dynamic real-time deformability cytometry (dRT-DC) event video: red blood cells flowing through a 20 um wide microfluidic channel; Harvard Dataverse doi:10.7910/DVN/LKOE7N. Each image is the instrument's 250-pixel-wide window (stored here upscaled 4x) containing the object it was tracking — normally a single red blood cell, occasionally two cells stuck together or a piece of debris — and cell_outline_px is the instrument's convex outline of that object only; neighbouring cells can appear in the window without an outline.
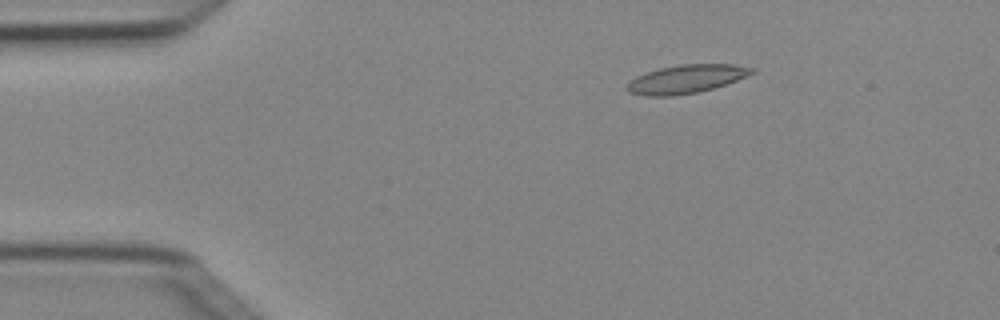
{"species": "Egyptian fruit bat (a non-hibernating species)", "species_latin": "Rousettus aegyptiacus", "temperature_condition": "cold", "stored_images_in_passage": 5, "camera_frame_rate_fps": 3000, "um_per_image_px": 0.085, "animal": {"sex": "female"}, "frame": {"image": 1, "passage_image": 2, "time_ms": 0.333, "image_size_px": [1000, 320], "cell_outline_px": [[756, 72], [736, 80], [712, 88], [696, 92], [672, 96], [644, 96], [628, 92], [624, 88], [624, 84], [636, 76], [660, 68], [680, 64], [736, 64], [756, 68]], "centroid_in_image_um": [58.29, 6.71], "position_along_channel_um": 26.7, "area_um2": 20.75}}
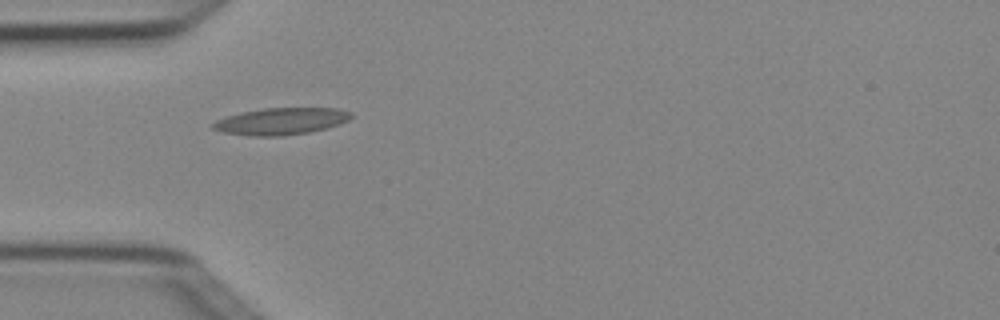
{"frame": {"image": 2, "passage_image": 4, "time_ms": 1.0, "image_size_px": [1000, 320], "cell_outline_px": [[352, 116], [348, 120], [340, 124], [328, 128], [308, 132], [280, 136], [248, 136], [220, 132], [212, 128], [208, 124], [216, 120], [228, 116], [244, 112], [264, 108], [336, 108], [352, 112]], "centroid_in_image_um": [23.86, 10.31], "position_along_channel_um": 61.1, "area_um2": 21.73}}
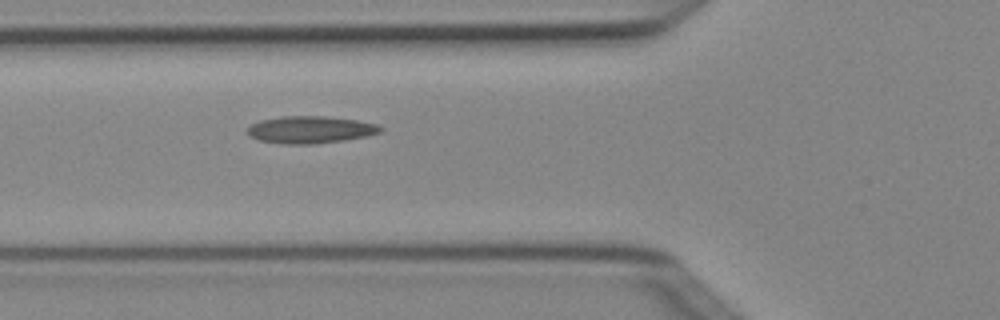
{"frame": {"image": 3, "passage_image": 5, "time_ms": 1.333, "image_size_px": [1000, 320], "cell_outline_px": [[384, 128], [380, 132], [364, 136], [344, 140], [312, 144], [284, 144], [260, 140], [252, 136], [248, 132], [248, 128], [252, 124], [260, 120], [284, 116], [324, 116], [356, 120], [376, 124]], "centroid_in_image_um": [26.39, 11.02], "position_along_channel_um": 99.4, "area_um2": 20.75}}